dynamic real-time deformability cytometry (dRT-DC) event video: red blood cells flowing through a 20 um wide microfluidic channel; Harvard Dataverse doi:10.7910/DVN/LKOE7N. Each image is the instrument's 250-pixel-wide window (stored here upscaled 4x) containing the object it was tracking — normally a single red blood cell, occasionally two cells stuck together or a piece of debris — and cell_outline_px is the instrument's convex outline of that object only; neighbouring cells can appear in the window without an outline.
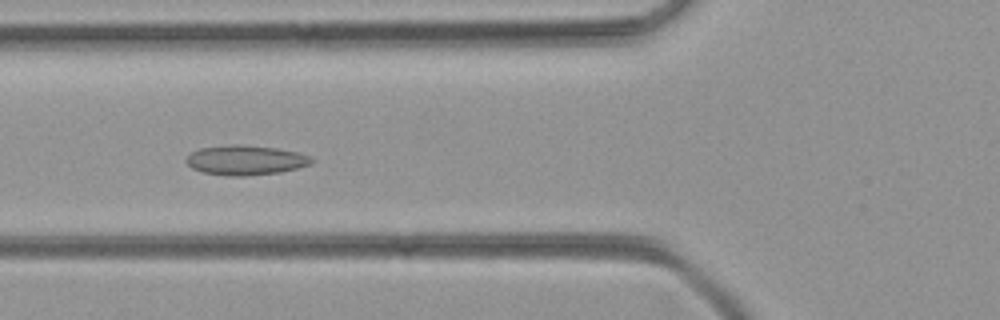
{"species": "common noctule bat (a hibernating species)", "species_latin": "Nyctalus noctula", "temperature_condition": "room temperature", "stored_images_in_passage": 36, "camera_frame_rate_fps": 3000, "um_per_image_px": 0.085, "animal": {"sex": "female", "body_mass_g": 21.9}, "frame": {"image": 1, "passage_image": 5, "time_ms": 1.333, "image_size_px": [1000, 320], "cell_outline_px": [[316, 160], [312, 164], [280, 172], [244, 176], [228, 176], [204, 172], [192, 168], [184, 160], [192, 152], [200, 148], [232, 144], [240, 144], [276, 148], [296, 152], [312, 156]], "centroid_in_image_um": [20.9, 13.61], "position_along_channel_um": 104.9, "area_um2": 21.73}}
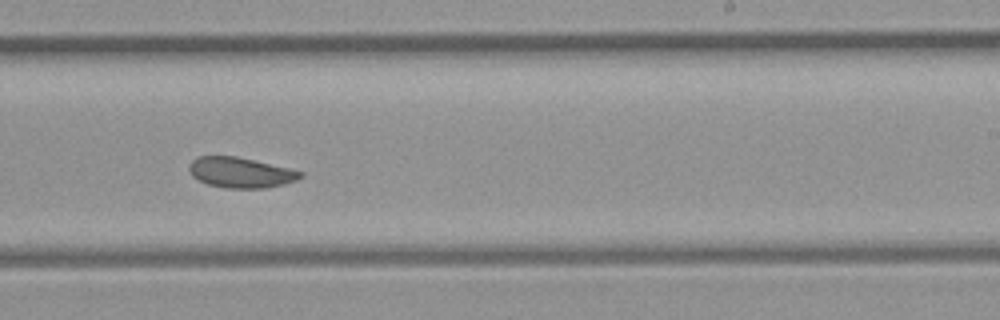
{"frame": {"image": 2, "passage_image": 17, "time_ms": 5.333, "image_size_px": [1000, 320], "cell_outline_px": [[304, 176], [296, 180], [284, 184], [264, 188], [224, 188], [208, 184], [192, 176], [188, 172], [188, 164], [196, 156], [236, 156], [288, 168], [304, 172]], "centroid_in_image_um": [20.42, 14.66], "position_along_channel_um": 268.6, "area_um2": 19.77}}
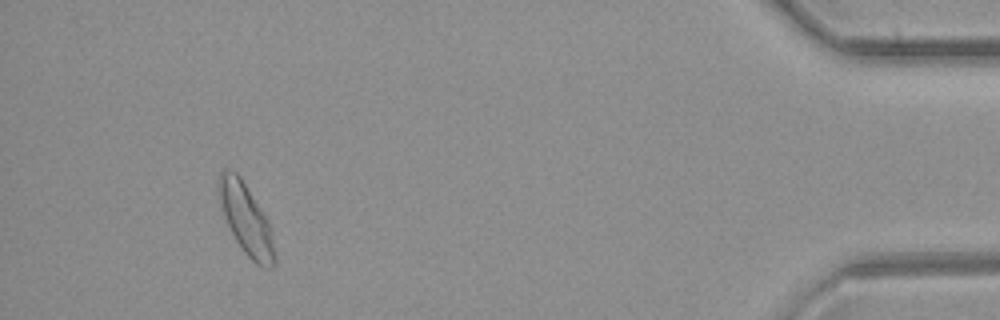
{"frame": {"image": 3, "passage_image": 33, "time_ms": 10.667, "image_size_px": [1000, 320], "cell_outline_px": [[276, 264], [272, 268], [264, 268], [256, 264], [244, 252], [236, 240], [224, 216], [220, 200], [220, 172], [224, 168], [236, 172], [240, 176], [272, 228], [276, 260]], "centroid_in_image_um": [20.97, 18.7], "position_along_channel_um": 414.2, "area_um2": 22.48}}